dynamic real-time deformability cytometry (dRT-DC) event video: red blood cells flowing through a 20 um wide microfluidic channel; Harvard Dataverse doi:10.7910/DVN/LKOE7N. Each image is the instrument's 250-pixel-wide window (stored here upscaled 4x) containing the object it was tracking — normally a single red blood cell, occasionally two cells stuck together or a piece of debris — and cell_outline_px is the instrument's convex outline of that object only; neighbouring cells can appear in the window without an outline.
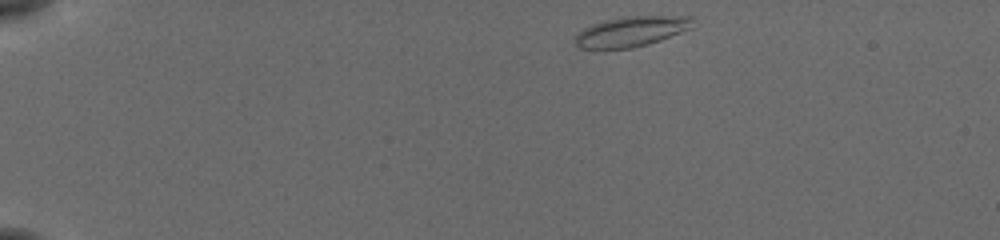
{"species": "common noctule bat (a hibernating species)", "species_latin": "Nyctalus noctula", "temperature_condition": "cold", "stored_images_in_passage": 22, "camera_frame_rate_fps": 3000, "um_per_image_px": 0.085, "animal": {"sex": "female", "body_mass_g": 19.5, "forearm_length_mm": 54.1}, "frame": {"image": 1, "passage_image": 1, "time_ms": 0.0, "image_size_px": [1000, 240], "cell_outline_px": [[696, 16], [692, 28], [660, 40], [648, 44], [632, 48], [580, 48], [572, 40], [584, 28], [592, 24], [604, 20], [620, 16]], "centroid_in_image_um": [53.7, 2.65], "position_along_channel_um": 31.3, "area_um2": 20.81}}
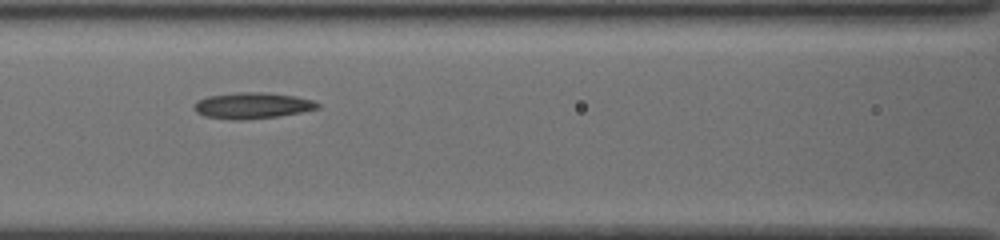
{"frame": {"image": 2, "passage_image": 16, "time_ms": 5.0, "image_size_px": [1000, 240], "cell_outline_px": [[320, 108], [300, 112], [276, 116], [236, 120], [204, 116], [196, 112], [192, 108], [192, 104], [196, 100], [208, 96], [236, 92], [264, 92], [296, 96], [316, 100], [320, 104]], "centroid_in_image_um": [21.42, 8.95], "position_along_channel_um": 145.2, "area_um2": 18.9}}
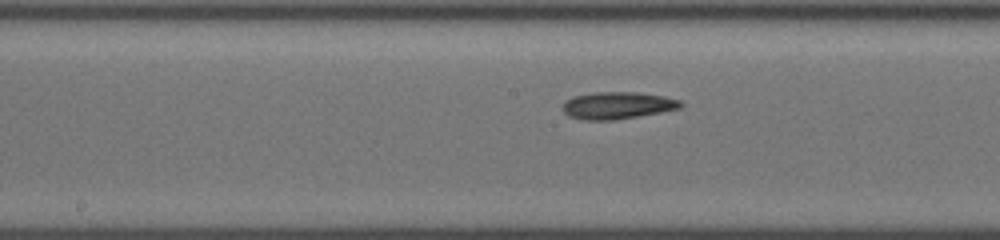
{"frame": {"image": 3, "passage_image": 20, "time_ms": 6.333, "image_size_px": [1000, 240], "cell_outline_px": [[684, 104], [680, 108], [660, 112], [612, 120], [584, 120], [568, 116], [560, 108], [564, 100], [572, 96], [592, 92], [636, 92], [664, 96], [680, 100]], "centroid_in_image_um": [52.42, 8.95], "position_along_channel_um": 195.8, "area_um2": 18.79}}